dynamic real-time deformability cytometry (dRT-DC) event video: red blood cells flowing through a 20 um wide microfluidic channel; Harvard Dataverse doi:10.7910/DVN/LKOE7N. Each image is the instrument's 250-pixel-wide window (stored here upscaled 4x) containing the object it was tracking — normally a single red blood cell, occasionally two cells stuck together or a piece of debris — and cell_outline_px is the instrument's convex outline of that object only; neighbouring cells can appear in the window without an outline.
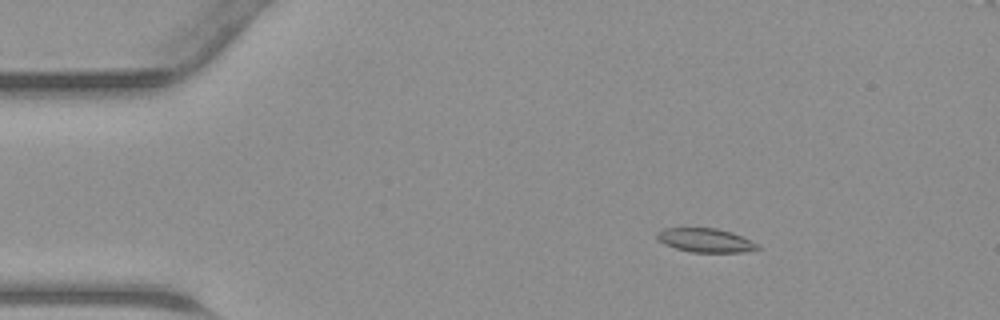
{"species": "common noctule bat (a hibernating species)", "species_latin": "Nyctalus noctula", "temperature_condition": "warm", "stored_images_in_passage": 47, "segment_of_instrument_passage": [1, 2], "camera_frame_rate_fps": 3000, "um_per_image_px": 0.085, "animal": {"sex": "male", "body_mass_g": 23.1, "forearm_length_mm": 52.7}, "frame": {"image": 1, "passage_image": 8, "time_ms": 2.333, "image_size_px": [1000, 320], "cell_outline_px": [[764, 248], [744, 252], [692, 252], [676, 248], [664, 244], [656, 236], [656, 232], [664, 228], [716, 228], [732, 232], [752, 240]], "centroid_in_image_um": [60.02, 20.42], "position_along_channel_um": 25.0, "area_um2": 14.1}}
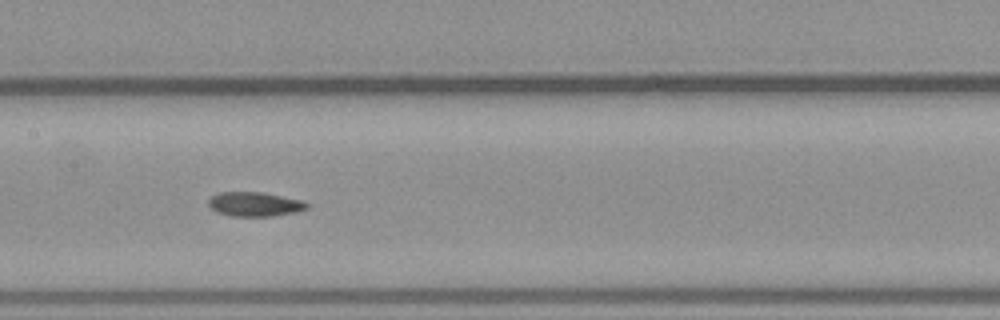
{"frame": {"image": 2, "passage_image": 23, "time_ms": 7.333, "image_size_px": [1000, 320], "cell_outline_px": [[308, 208], [296, 212], [272, 216], [232, 216], [216, 212], [208, 204], [208, 200], [212, 196], [220, 192], [264, 192], [304, 200], [308, 204]], "centroid_in_image_um": [21.68, 17.35], "position_along_channel_um": 185.7, "area_um2": 14.05}}
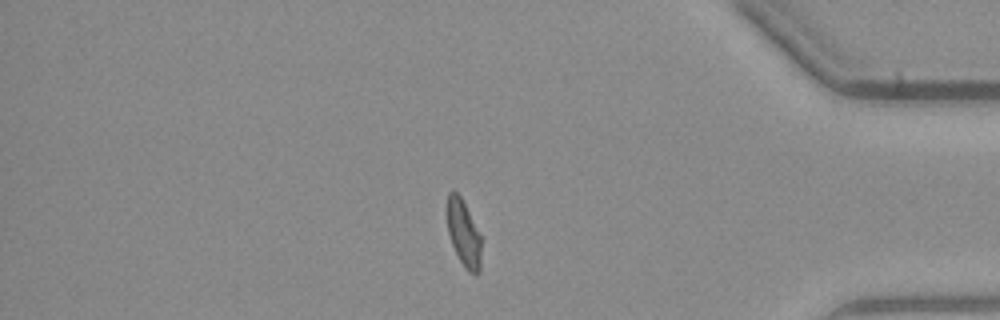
{"frame": {"image": 3, "passage_image": 39, "time_ms": 12.667, "image_size_px": [1000, 320], "cell_outline_px": [[480, 272], [476, 276], [468, 272], [460, 260], [452, 244], [448, 232], [444, 212], [448, 192], [456, 192], [460, 196], [480, 236]], "centroid_in_image_um": [39.35, 19.82], "position_along_channel_um": 395.9, "area_um2": 13.24}}